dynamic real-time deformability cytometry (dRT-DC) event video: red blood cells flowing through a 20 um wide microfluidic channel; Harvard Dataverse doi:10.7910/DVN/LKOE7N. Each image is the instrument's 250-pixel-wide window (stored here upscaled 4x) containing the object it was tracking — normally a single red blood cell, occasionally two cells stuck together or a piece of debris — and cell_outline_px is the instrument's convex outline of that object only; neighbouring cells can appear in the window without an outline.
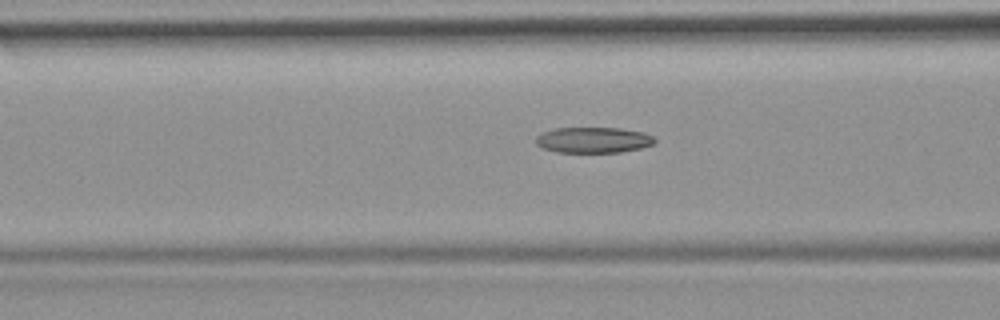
{"species": "common noctule bat (a hibernating species)", "species_latin": "Nyctalus noctula", "temperature_condition": "room temperature", "stored_images_in_passage": 7, "camera_frame_rate_fps": 3000, "um_per_image_px": 0.085, "animal": {"sex": "female", "body_mass_g": 19.9}, "frame": {"image": 1, "passage_image": 7, "time_ms": 7.667, "image_size_px": [1000, 320], "cell_outline_px": [[656, 140], [652, 144], [640, 148], [620, 152], [556, 152], [544, 148], [536, 144], [536, 136], [552, 128], [620, 128], [644, 132], [652, 136]], "centroid_in_image_um": [50.42, 11.89], "position_along_channel_um": 116.2, "area_um2": 17.74}}